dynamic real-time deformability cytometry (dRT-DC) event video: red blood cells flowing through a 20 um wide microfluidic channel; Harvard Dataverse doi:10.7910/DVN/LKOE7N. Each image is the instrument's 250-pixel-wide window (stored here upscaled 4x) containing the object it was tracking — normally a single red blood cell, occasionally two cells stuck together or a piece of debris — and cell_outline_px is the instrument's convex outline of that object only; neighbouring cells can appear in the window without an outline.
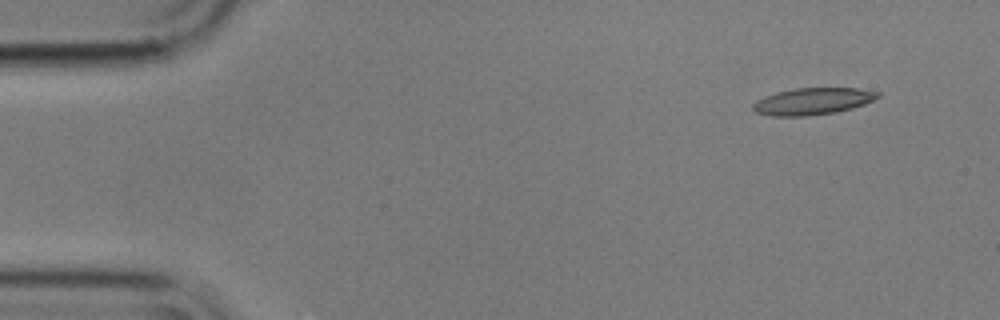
{"species": "common noctule bat (a hibernating species)", "species_latin": "Nyctalus noctula", "temperature_condition": "cold", "stored_images_in_passage": 53, "camera_frame_rate_fps": 3000, "um_per_image_px": 0.085, "animal": {"sex": "male", "body_mass_g": 17.9}, "frame": {"image": 1, "passage_image": 2, "time_ms": 0.333, "image_size_px": [1000, 320], "cell_outline_px": [[880, 96], [864, 104], [852, 108], [836, 112], [808, 116], [772, 116], [756, 112], [752, 108], [752, 104], [756, 100], [764, 96], [776, 92], [796, 88], [856, 88], [880, 92]], "centroid_in_image_um": [69.05, 8.61], "position_along_channel_um": 15.9, "area_um2": 19.54}}
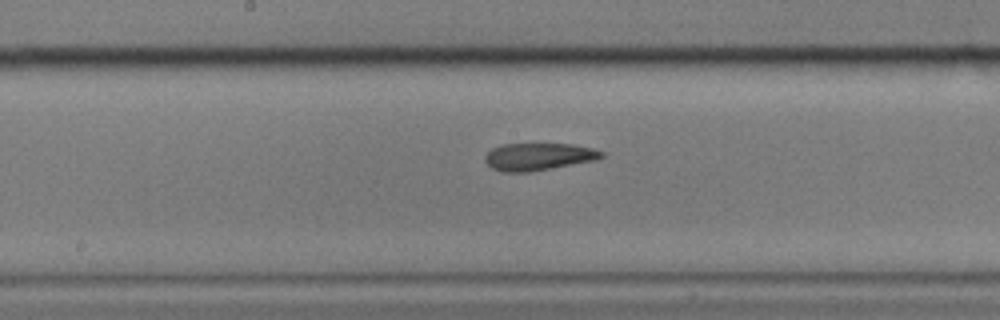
{"frame": {"image": 2, "passage_image": 26, "time_ms": 8.333, "image_size_px": [1000, 320], "cell_outline_px": [[604, 156], [596, 160], [532, 172], [500, 172], [492, 168], [484, 160], [484, 156], [492, 148], [500, 144], [572, 144], [592, 148], [604, 152]], "centroid_in_image_um": [45.75, 13.32], "position_along_channel_um": 202.4, "area_um2": 18.73}}
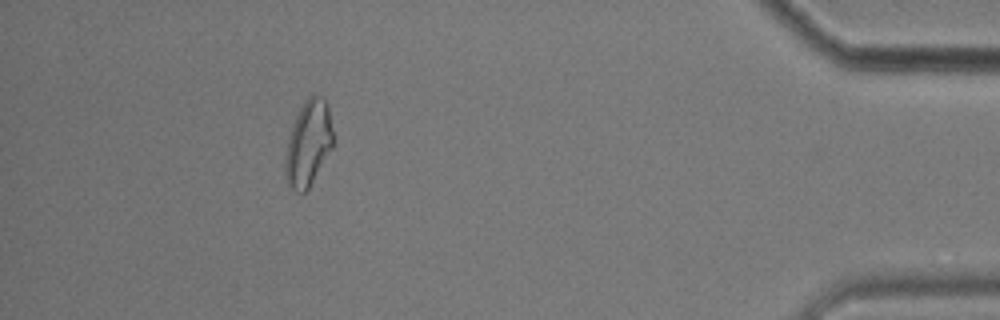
{"frame": {"image": 3, "passage_image": 48, "time_ms": 15.667, "image_size_px": [1000, 320], "cell_outline_px": [[332, 148], [308, 188], [300, 196], [288, 188], [284, 176], [284, 164], [288, 136], [292, 124], [304, 100], [312, 92], [324, 96], [328, 108], [332, 128]], "centroid_in_image_um": [26.16, 12.2], "position_along_channel_um": 409.0, "area_um2": 24.28}, "authors_computed_cell_mechanics": {"area_um2": 19.9988, "velocity_mm_per_s": 3.5603, "shape_relaxation_time_tau1_ms": null, "shape_relaxation_time_tau2_ms": 4.6711, "deformation_change_tau1": null, "deformation_change_tau2": 0.1086}}